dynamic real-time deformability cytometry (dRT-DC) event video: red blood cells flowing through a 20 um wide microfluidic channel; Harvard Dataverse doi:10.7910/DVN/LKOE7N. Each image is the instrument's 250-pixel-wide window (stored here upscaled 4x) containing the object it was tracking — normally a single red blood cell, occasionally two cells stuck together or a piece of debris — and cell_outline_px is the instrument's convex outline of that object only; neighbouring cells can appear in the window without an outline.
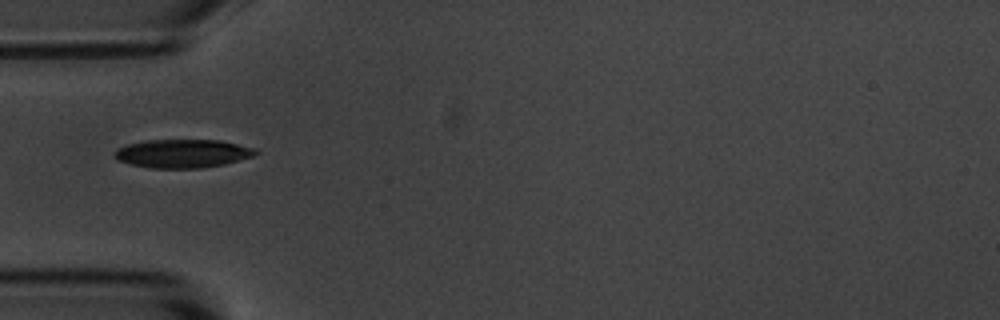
{"species": "common noctule bat (a hibernating species)", "species_latin": "Nyctalus noctula", "temperature_condition": "room temperature", "stored_images_in_passage": 3, "camera_frame_rate_fps": 3000, "um_per_image_px": 0.085, "animal": {"sex": "male", "body_mass_g": 20.1, "forearm_length_mm": 53.5}, "frame": {"image": 1, "passage_image": 1, "time_ms": 0.0, "image_size_px": [1000, 320], "cell_outline_px": [[260, 152], [252, 156], [240, 160], [224, 164], [200, 168], [148, 168], [132, 164], [120, 160], [112, 156], [116, 148], [128, 144], [144, 140], [220, 140], [256, 148]], "centroid_in_image_um": [15.52, 13.04], "position_along_channel_um": 69.5, "area_um2": 23.47}}
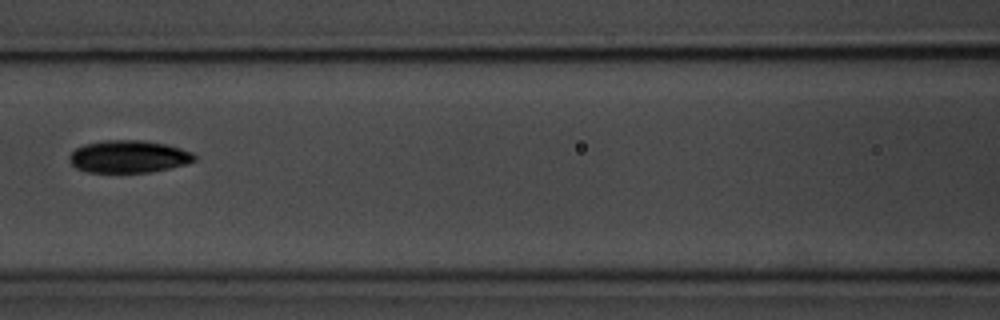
{"frame": {"image": 2, "passage_image": 3, "time_ms": 2.333, "image_size_px": [1000, 320], "cell_outline_px": [[196, 160], [184, 164], [152, 172], [88, 172], [76, 168], [68, 160], [68, 156], [76, 148], [84, 144], [104, 140], [144, 140], [164, 144], [180, 148], [192, 152], [196, 156]], "centroid_in_image_um": [10.9, 13.3], "position_along_channel_um": 155.7, "area_um2": 23.58}}